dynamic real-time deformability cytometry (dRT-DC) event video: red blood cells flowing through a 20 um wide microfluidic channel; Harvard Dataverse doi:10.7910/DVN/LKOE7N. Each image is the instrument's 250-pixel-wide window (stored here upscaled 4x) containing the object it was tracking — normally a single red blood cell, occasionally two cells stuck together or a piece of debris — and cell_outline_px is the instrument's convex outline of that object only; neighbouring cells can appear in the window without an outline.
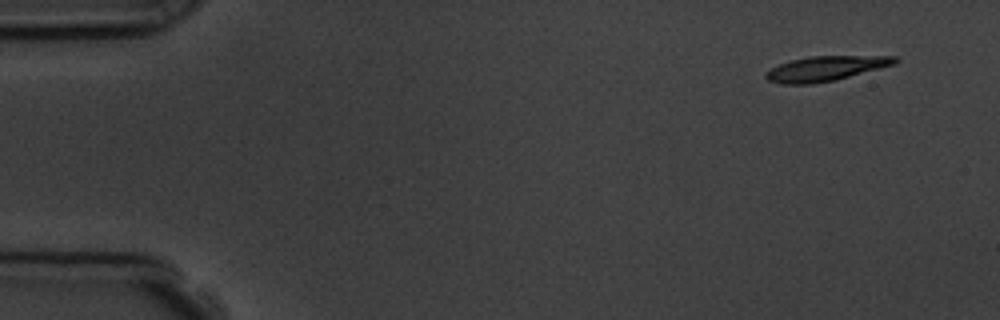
{"species": "common noctule bat (a hibernating species)", "species_latin": "Nyctalus noctula", "temperature_condition": "room temperature", "stored_images_in_passage": 5, "camera_frame_rate_fps": 3000, "um_per_image_px": 0.085, "animal": {"sex": "male", "body_mass_g": 19.5, "forearm_length_mm": 54.6}, "frame": {"image": 1, "passage_image": 1, "time_ms": 0.0, "image_size_px": [1000, 320], "cell_outline_px": [[900, 60], [896, 64], [836, 80], [812, 84], [780, 84], [768, 80], [764, 76], [772, 68], [780, 64], [792, 60], [812, 56], [896, 56]], "centroid_in_image_um": [70.23, 5.83], "position_along_channel_um": 14.8, "area_um2": 18.61}}
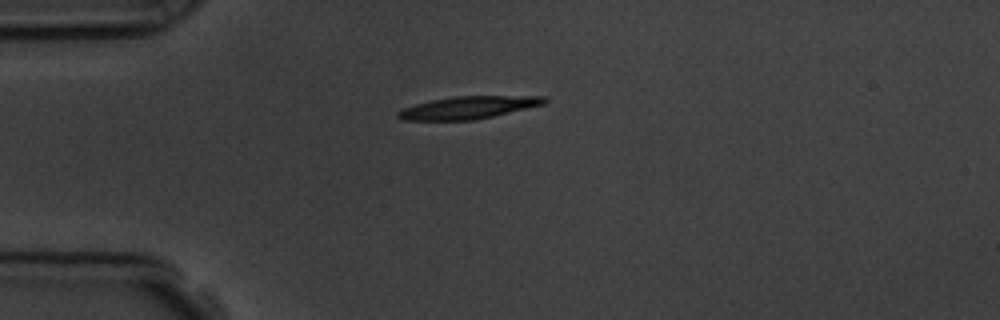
{"frame": {"image": 2, "passage_image": 4, "time_ms": 3.333, "image_size_px": [1000, 320], "cell_outline_px": [[548, 100], [544, 104], [476, 120], [400, 120], [396, 116], [396, 112], [404, 108], [416, 104], [432, 100], [452, 96], [544, 96]], "centroid_in_image_um": [39.78, 9.14], "position_along_channel_um": 45.2, "area_um2": 19.13}}